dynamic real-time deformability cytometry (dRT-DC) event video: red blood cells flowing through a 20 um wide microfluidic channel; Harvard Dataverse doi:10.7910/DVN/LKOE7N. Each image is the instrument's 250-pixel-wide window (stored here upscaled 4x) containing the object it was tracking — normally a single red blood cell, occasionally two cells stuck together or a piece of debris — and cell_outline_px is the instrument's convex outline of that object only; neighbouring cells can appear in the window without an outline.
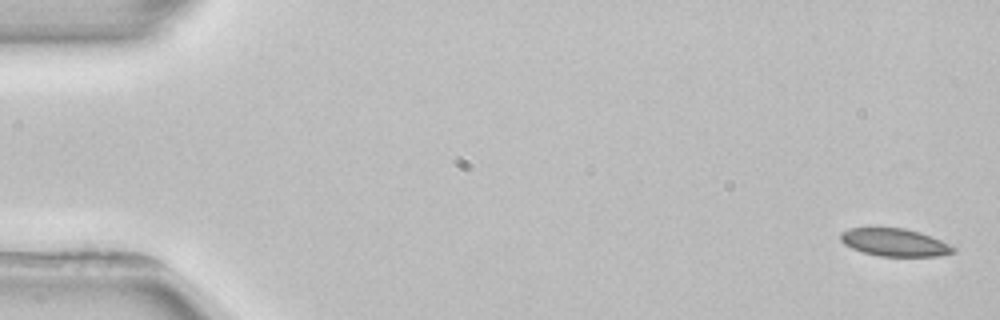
{"species": "common noctule bat (a hibernating species)", "species_latin": "Nyctalus noctula", "temperature_condition": "room temperature", "stored_images_in_passage": 4, "camera_frame_rate_fps": 3000, "um_per_image_px": 0.085, "animal": {"sex": "female", "body_mass_g": 22.7, "forearm_length_mm": 54.2}, "frame": {"image": 1, "passage_image": 1, "time_ms": 0.0, "image_size_px": [1000, 320], "cell_outline_px": [[956, 252], [936, 256], [880, 256], [864, 252], [852, 248], [844, 244], [840, 240], [840, 232], [848, 228], [904, 228], [920, 232], [940, 240], [956, 248]], "centroid_in_image_um": [76.02, 20.6], "position_along_channel_um": 9.0, "area_um2": 18.09}}
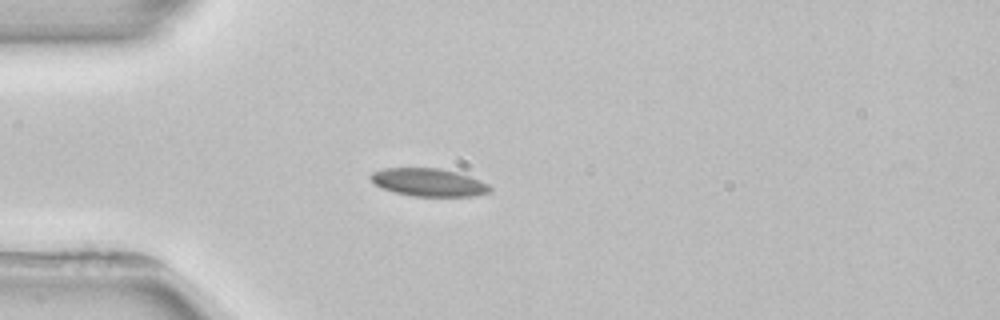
{"frame": {"image": 2, "passage_image": 4, "time_ms": 4.333, "image_size_px": [1000, 320], "cell_outline_px": [[492, 192], [476, 196], [412, 196], [396, 192], [384, 188], [376, 184], [368, 176], [372, 172], [384, 168], [440, 168], [460, 172], [480, 180], [488, 184], [492, 188]], "centroid_in_image_um": [36.5, 15.49], "position_along_channel_um": 48.5, "area_um2": 19.48}}